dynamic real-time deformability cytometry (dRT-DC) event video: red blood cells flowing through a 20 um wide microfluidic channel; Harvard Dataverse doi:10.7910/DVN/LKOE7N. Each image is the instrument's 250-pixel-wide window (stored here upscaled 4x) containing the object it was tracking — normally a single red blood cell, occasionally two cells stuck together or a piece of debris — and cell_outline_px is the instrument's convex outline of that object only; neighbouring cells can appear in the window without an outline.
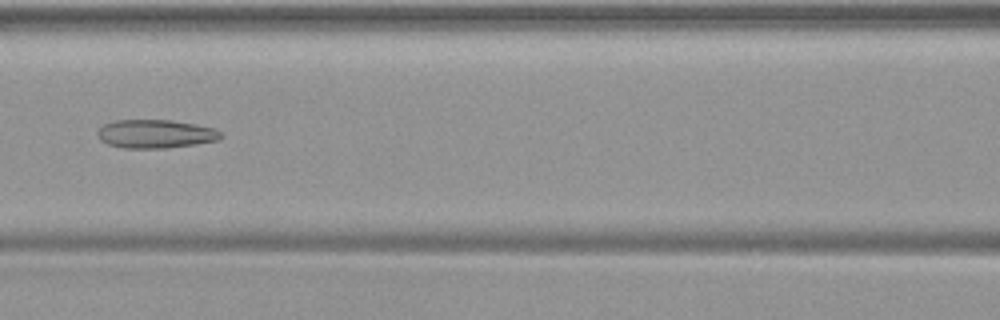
{"species": "common noctule bat (a hibernating species)", "species_latin": "Nyctalus noctula", "temperature_condition": "warm", "stored_images_in_passage": 38, "camera_frame_rate_fps": 3000, "um_per_image_px": 0.085, "animal": {"sex": "female", "body_mass_g": 19.9}, "frame": {"image": 1, "passage_image": 11, "time_ms": 3.333, "image_size_px": [1000, 320], "cell_outline_px": [[224, 136], [220, 140], [196, 144], [168, 148], [124, 148], [108, 144], [100, 140], [96, 136], [96, 132], [104, 124], [112, 120], [172, 120], [196, 124], [212, 128], [220, 132]], "centroid_in_image_um": [13.21, 11.38], "position_along_channel_um": 153.4, "area_um2": 20.69}}
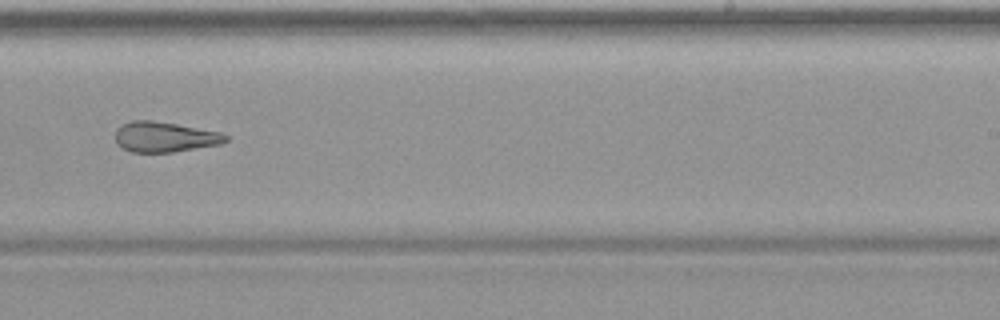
{"frame": {"image": 2, "passage_image": 20, "time_ms": 6.333, "image_size_px": [1000, 320], "cell_outline_px": [[228, 140], [220, 144], [172, 152], [132, 152], [116, 144], [116, 128], [120, 124], [132, 120], [152, 120], [176, 124], [220, 132], [228, 136]], "centroid_in_image_um": [13.96, 11.63], "position_along_channel_um": 275.0, "area_um2": 19.42}}
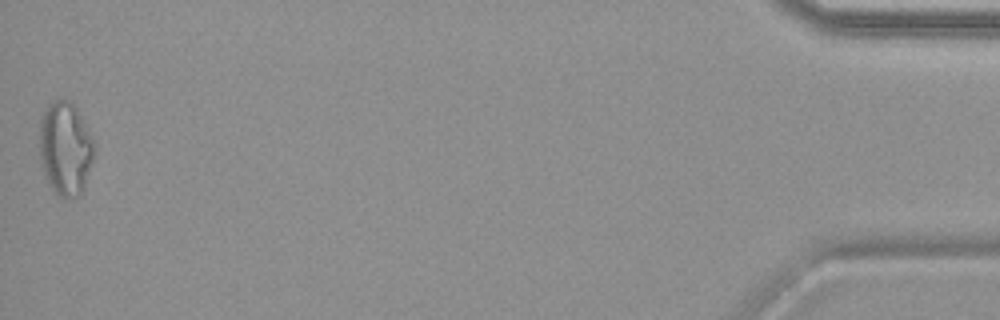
{"frame": {"image": 3, "passage_image": 38, "time_ms": 12.333, "image_size_px": [1000, 320], "cell_outline_px": [[96, 144], [92, 160], [84, 188], [76, 196], [60, 196], [52, 188], [44, 176], [40, 164], [40, 116], [48, 104], [52, 100], [60, 96], [68, 100], [76, 108]], "centroid_in_image_um": [5.53, 12.56], "position_along_channel_um": 429.7, "area_um2": 29.88}}